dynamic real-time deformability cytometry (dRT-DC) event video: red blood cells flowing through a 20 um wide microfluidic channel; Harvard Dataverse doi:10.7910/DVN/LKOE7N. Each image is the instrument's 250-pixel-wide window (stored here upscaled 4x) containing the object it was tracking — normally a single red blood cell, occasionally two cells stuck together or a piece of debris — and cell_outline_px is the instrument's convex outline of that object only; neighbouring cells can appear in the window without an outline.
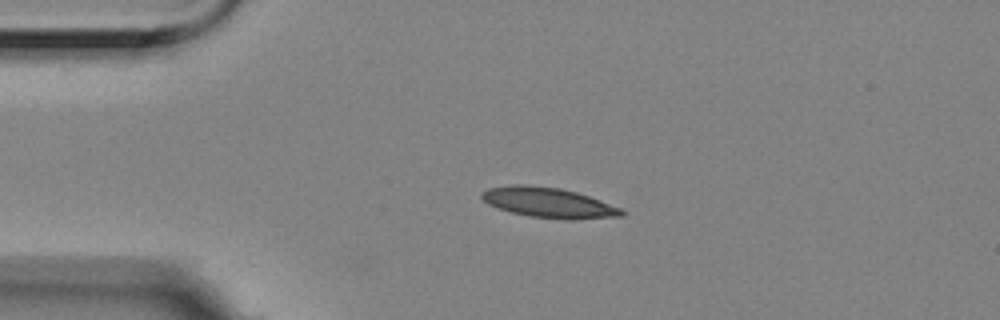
{"species": "Egyptian fruit bat (a non-hibernating species)", "species_latin": "Rousettus aegyptiacus", "temperature_condition": "room temperature", "stored_images_in_passage": 4, "camera_frame_rate_fps": 3000, "um_per_image_px": 0.085, "animal": {"sex": "female"}, "frame": {"image": 1, "passage_image": 2, "time_ms": 0.333, "image_size_px": [1000, 320], "cell_outline_px": [[628, 212], [624, 216], [576, 220], [572, 220], [528, 216], [496, 208], [488, 204], [480, 196], [480, 192], [488, 188], [512, 184], [524, 184], [560, 188], [576, 192], [624, 208]], "centroid_in_image_um": [46.67, 17.23], "position_along_channel_um": 38.3, "area_um2": 24.97}}